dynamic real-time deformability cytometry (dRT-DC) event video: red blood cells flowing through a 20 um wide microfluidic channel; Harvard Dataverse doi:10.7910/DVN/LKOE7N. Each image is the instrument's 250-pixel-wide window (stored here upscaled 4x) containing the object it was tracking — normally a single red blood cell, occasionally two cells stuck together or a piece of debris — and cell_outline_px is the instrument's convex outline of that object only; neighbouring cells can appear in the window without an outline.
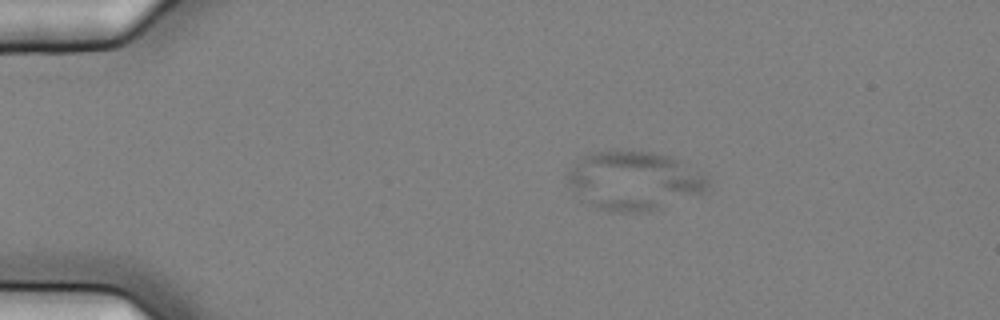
{"species": "common noctule bat (a hibernating species)", "species_latin": "Nyctalus noctula", "temperature_condition": "cold", "stored_images_in_passage": 7, "camera_frame_rate_fps": 3000, "um_per_image_px": 0.085, "animal": {"sex": "female", "body_mass_g": 25.1}, "frame": {"image": 1, "passage_image": 3, "time_ms": 0.667, "image_size_px": [1000, 320], "cell_outline_px": [[708, 188], [704, 192], [660, 208], [648, 212], [612, 212], [596, 208], [568, 180], [568, 172], [572, 160], [592, 152], [608, 148], [616, 148], [652, 152], [672, 156], [708, 176]], "centroid_in_image_um": [53.92, 15.29], "position_along_channel_um": 31.1, "area_um2": 48.26}}
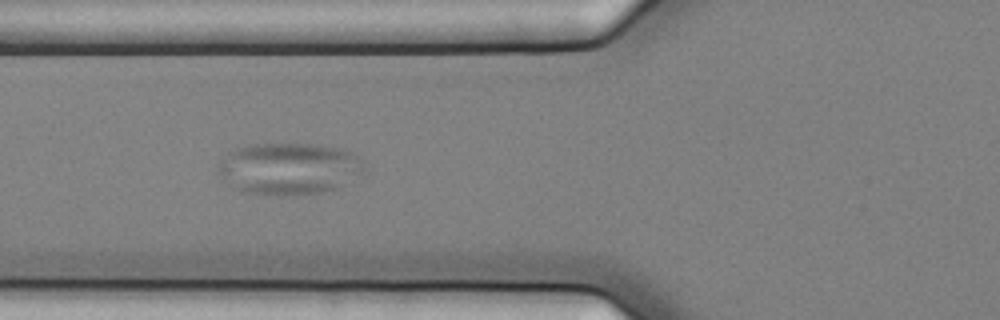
{"frame": {"image": 2, "passage_image": 6, "time_ms": 1.667, "image_size_px": [1000, 320], "cell_outline_px": [[364, 168], [360, 172], [336, 188], [320, 192], [284, 196], [244, 192], [232, 184], [216, 172], [216, 164], [220, 160], [236, 148], [252, 144], [320, 144], [344, 148], [360, 156], [364, 164]], "centroid_in_image_um": [24.56, 14.3], "position_along_channel_um": 101.2, "area_um2": 43.87}}